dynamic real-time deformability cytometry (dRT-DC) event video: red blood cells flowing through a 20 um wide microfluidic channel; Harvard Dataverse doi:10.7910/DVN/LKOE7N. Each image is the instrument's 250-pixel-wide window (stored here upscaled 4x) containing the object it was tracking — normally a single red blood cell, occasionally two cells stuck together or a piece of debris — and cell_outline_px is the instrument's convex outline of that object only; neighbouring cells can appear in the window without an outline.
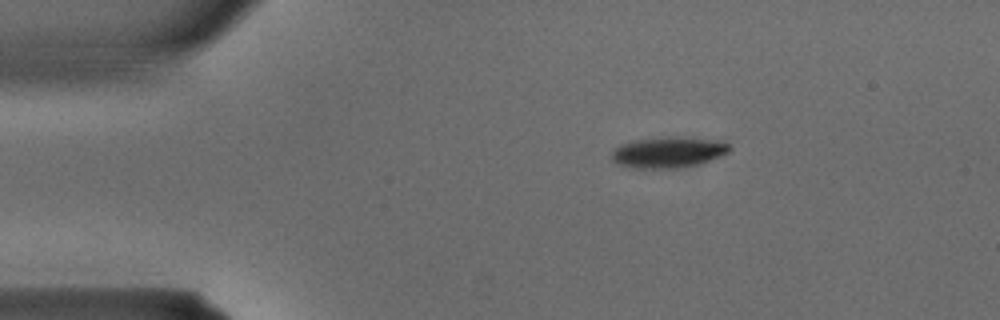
{"species": "common noctule bat (a hibernating species)", "species_latin": "Nyctalus noctula", "temperature_condition": "warm", "stored_images_in_passage": 31, "camera_frame_rate_fps": 3000, "um_per_image_px": 0.085, "animal": {"sex": "male", "body_mass_g": 15.6}, "frame": {"image": 1, "passage_image": 2, "time_ms": 0.333, "image_size_px": [1000, 320], "cell_outline_px": [[732, 148], [728, 152], [720, 156], [700, 164], [680, 168], [632, 168], [616, 164], [612, 160], [612, 152], [620, 144], [636, 140], [668, 136], [676, 136], [724, 140]], "centroid_in_image_um": [56.84, 12.94], "position_along_channel_um": 28.2, "area_um2": 21.56}}
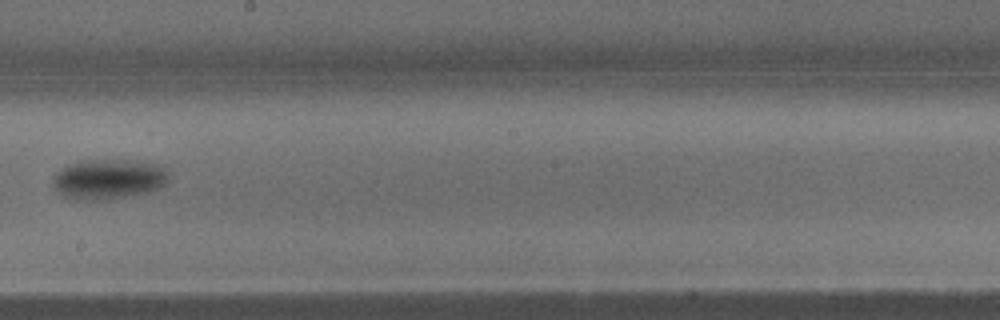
{"frame": {"image": 2, "passage_image": 16, "time_ms": 5.0, "image_size_px": [1000, 320], "cell_outline_px": [[168, 176], [164, 184], [148, 192], [100, 200], [72, 200], [64, 196], [52, 184], [52, 180], [56, 172], [68, 164], [80, 160], [124, 160], [156, 164], [164, 168], [168, 172]], "centroid_in_image_um": [9.16, 15.22], "position_along_channel_um": 239.0, "area_um2": 26.76}}
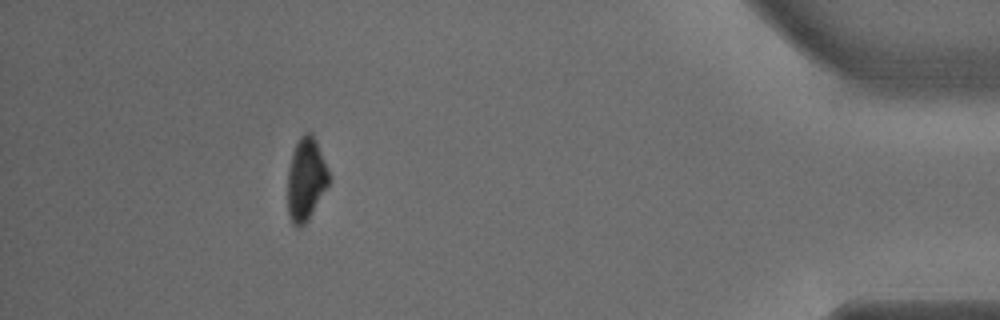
{"frame": {"image": 3, "passage_image": 28, "time_ms": 9.0, "image_size_px": [1000, 320], "cell_outline_px": [[328, 184], [308, 220], [300, 228], [296, 228], [292, 224], [288, 216], [288, 168], [292, 152], [300, 136], [304, 132], [312, 132], [316, 140], [328, 168]], "centroid_in_image_um": [25.98, 15.23], "position_along_channel_um": 409.2, "area_um2": 19.88}}